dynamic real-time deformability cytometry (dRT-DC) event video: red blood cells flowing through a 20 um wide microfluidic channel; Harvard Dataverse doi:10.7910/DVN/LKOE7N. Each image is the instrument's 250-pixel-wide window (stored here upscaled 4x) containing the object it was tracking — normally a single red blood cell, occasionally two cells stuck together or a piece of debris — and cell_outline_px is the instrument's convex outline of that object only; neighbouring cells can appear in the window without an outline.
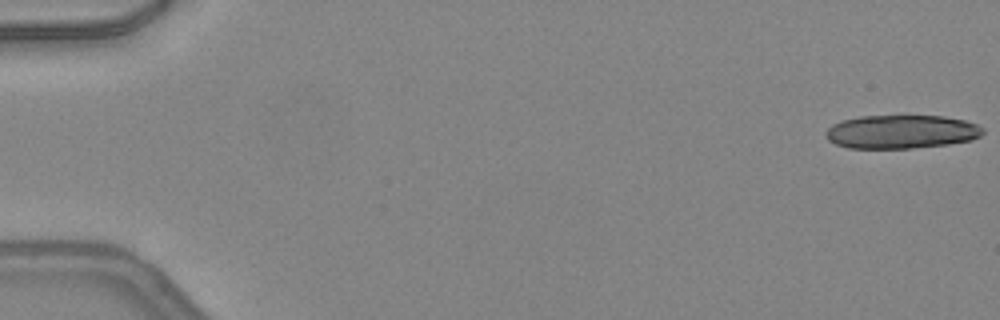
{"species": "common noctule bat (a hibernating species)", "species_latin": "Nyctalus noctula", "temperature_condition": "warm", "stored_images_in_passage": 17, "camera_frame_rate_fps": 3000, "um_per_image_px": 0.085, "animal": {"sex": "female", "body_mass_g": 24.6, "forearm_length_mm": 56.2}, "frame": {"image": 1, "passage_image": 1, "time_ms": 0.0, "image_size_px": [1000, 320], "cell_outline_px": [[984, 132], [980, 136], [972, 140], [948, 144], [912, 148], [848, 148], [836, 144], [828, 140], [824, 136], [824, 132], [832, 124], [840, 120], [860, 116], [944, 116], [964, 120], [976, 124], [984, 128]], "centroid_in_image_um": [76.59, 11.2], "position_along_channel_um": 8.4, "area_um2": 30.92}}